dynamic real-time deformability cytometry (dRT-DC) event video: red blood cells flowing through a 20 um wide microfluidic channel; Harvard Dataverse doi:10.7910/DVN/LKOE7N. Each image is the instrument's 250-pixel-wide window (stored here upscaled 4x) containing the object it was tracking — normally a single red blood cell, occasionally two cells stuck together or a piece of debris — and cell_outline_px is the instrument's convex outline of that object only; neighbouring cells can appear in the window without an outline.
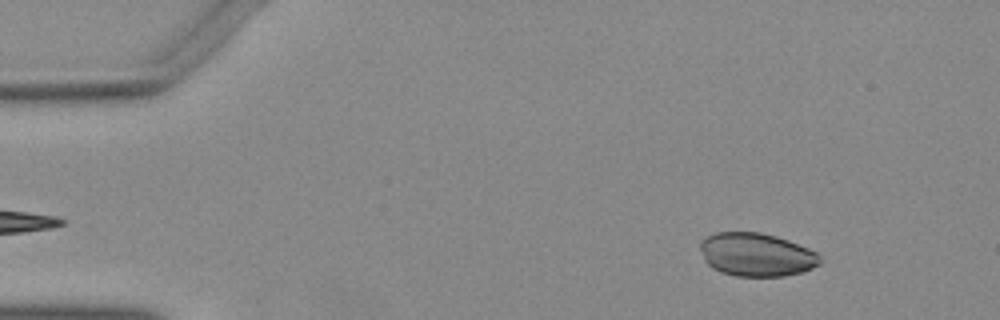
{"species": "Egyptian fruit bat (a non-hibernating species)", "species_latin": "Rousettus aegyptiacus", "temperature_condition": "warm", "stored_images_in_passage": 52, "camera_frame_rate_fps": 3000, "um_per_image_px": 0.085, "animal": {"sex": "female"}, "frame": {"image": 1, "passage_image": 6, "time_ms": 1.667, "image_size_px": [1000, 320], "cell_outline_px": [[820, 264], [812, 268], [800, 272], [784, 276], [736, 276], [720, 272], [712, 268], [704, 260], [700, 248], [700, 240], [716, 232], [760, 232], [776, 236], [788, 240], [808, 248], [816, 252], [820, 256]], "centroid_in_image_um": [64.27, 21.64], "position_along_channel_um": 20.7, "area_um2": 30.29}}
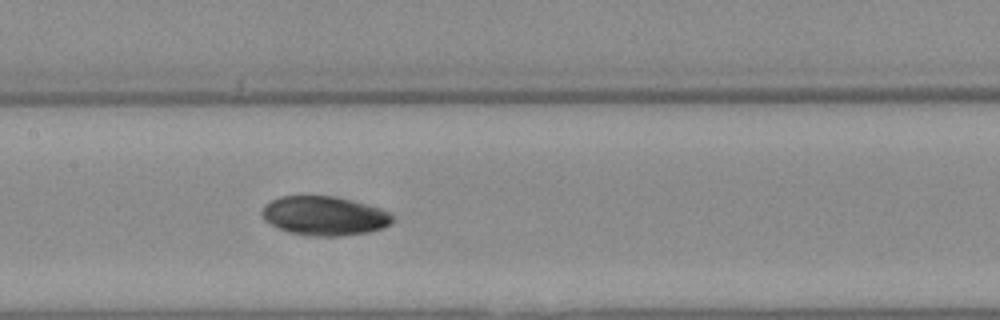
{"frame": {"image": 2, "passage_image": 25, "time_ms": 8.0, "image_size_px": [1000, 320], "cell_outline_px": [[392, 224], [384, 228], [368, 232], [340, 236], [312, 236], [292, 232], [280, 228], [264, 220], [260, 212], [264, 204], [280, 196], [336, 196], [352, 200], [380, 208], [388, 212], [392, 216]], "centroid_in_image_um": [27.57, 18.34], "position_along_channel_um": 179.8, "area_um2": 29.71}}
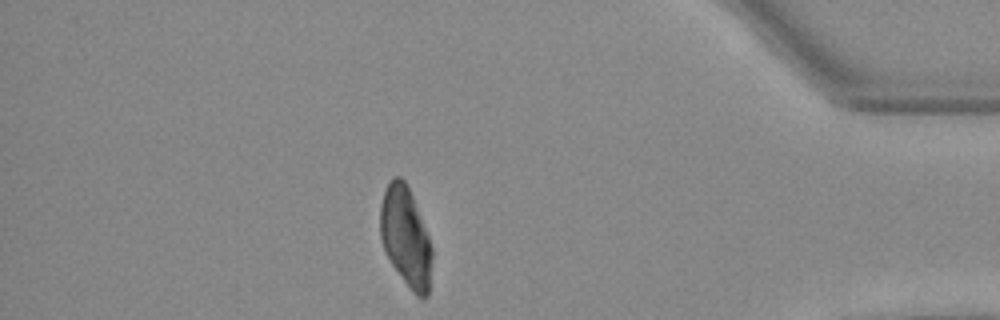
{"frame": {"image": 3, "passage_image": 45, "time_ms": 14.667, "image_size_px": [1000, 320], "cell_outline_px": [[432, 256], [428, 296], [424, 300], [416, 296], [412, 292], [392, 264], [384, 248], [380, 236], [380, 204], [384, 192], [388, 184], [396, 176], [400, 176], [404, 180], [412, 196], [428, 236], [432, 248]], "centroid_in_image_um": [34.49, 20.18], "position_along_channel_um": 400.7, "area_um2": 29.65}}